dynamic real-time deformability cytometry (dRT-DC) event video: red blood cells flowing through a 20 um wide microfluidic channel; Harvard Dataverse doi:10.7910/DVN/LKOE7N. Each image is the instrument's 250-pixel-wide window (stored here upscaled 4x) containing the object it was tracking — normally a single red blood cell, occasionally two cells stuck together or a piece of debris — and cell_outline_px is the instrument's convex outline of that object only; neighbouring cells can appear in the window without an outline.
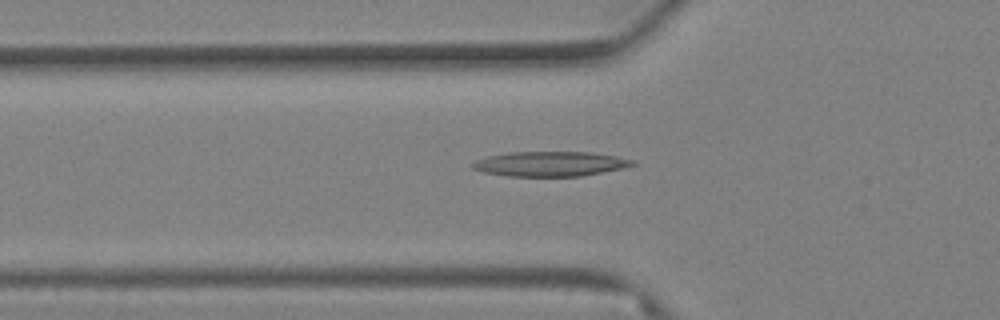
{"species": "Egyptian fruit bat (a non-hibernating species)", "species_latin": "Rousettus aegyptiacus", "temperature_condition": "warm", "stored_images_in_passage": 41, "camera_frame_rate_fps": 3000, "um_per_image_px": 0.085, "animal": {"sex": "female"}, "frame": {"image": 1, "passage_image": 2, "time_ms": 0.333, "image_size_px": [1000, 320], "cell_outline_px": [[636, 164], [624, 168], [580, 176], [508, 176], [484, 172], [472, 168], [472, 164], [476, 160], [488, 156], [508, 152], [592, 152], [616, 156], [636, 160]], "centroid_in_image_um": [46.8, 13.92], "position_along_channel_um": 79.0, "area_um2": 23.12}}
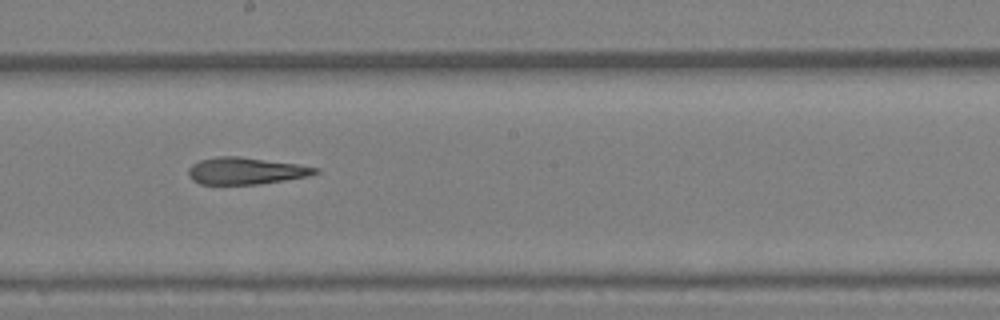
{"frame": {"image": 2, "passage_image": 17, "time_ms": 5.333, "image_size_px": [1000, 320], "cell_outline_px": [[320, 172], [308, 176], [284, 180], [256, 184], [200, 184], [192, 180], [188, 176], [188, 168], [192, 164], [200, 160], [216, 156], [240, 156], [296, 164], [320, 168]], "centroid_in_image_um": [20.86, 14.52], "position_along_channel_um": 227.3, "area_um2": 19.88}}
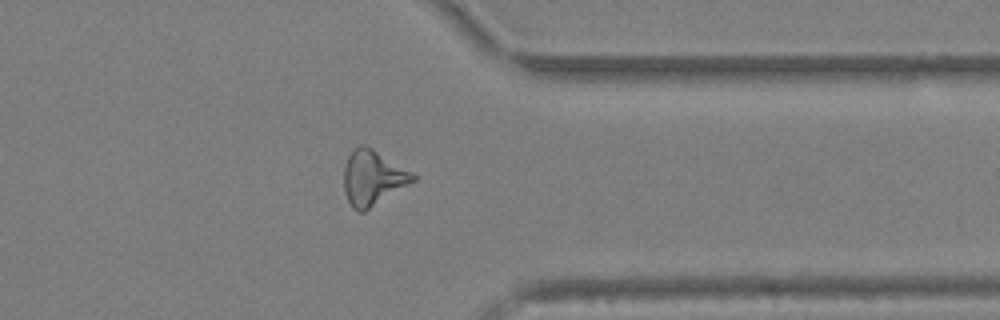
{"frame": {"image": 3, "passage_image": 33, "time_ms": 10.667, "image_size_px": [1000, 320], "cell_outline_px": [[416, 180], [364, 212], [356, 212], [352, 208], [344, 192], [344, 164], [352, 148], [360, 144], [364, 144], [372, 148], [416, 176]], "centroid_in_image_um": [31.63, 15.12], "position_along_channel_um": 379.8, "area_um2": 21.96}}